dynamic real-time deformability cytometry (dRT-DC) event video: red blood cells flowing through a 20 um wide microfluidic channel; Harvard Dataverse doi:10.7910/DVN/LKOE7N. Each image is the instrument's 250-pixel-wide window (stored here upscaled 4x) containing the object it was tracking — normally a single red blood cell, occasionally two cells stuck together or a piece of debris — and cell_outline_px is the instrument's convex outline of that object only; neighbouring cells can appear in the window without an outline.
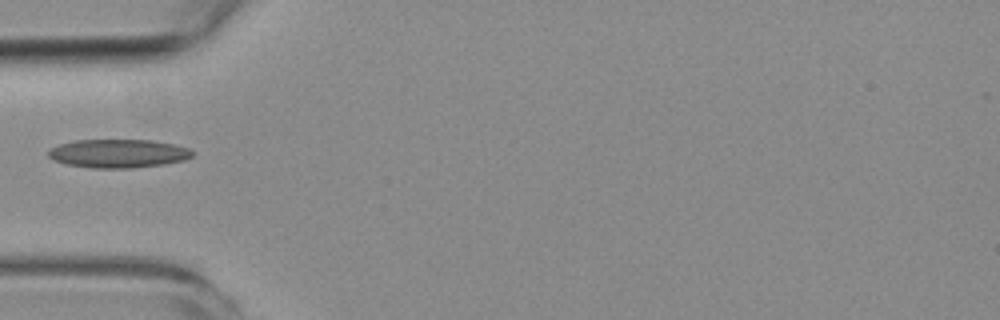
{"species": "common noctule bat (a hibernating species)", "species_latin": "Nyctalus noctula", "temperature_condition": "room temperature", "stored_images_in_passage": 4, "camera_frame_rate_fps": 3000, "um_per_image_px": 0.085, "animal": {"sex": "female", "body_mass_g": 19.3, "forearm_length_mm": 54.1}, "frame": {"image": 1, "passage_image": 1, "time_ms": 0.0, "image_size_px": [1000, 320], "cell_outline_px": [[192, 156], [184, 160], [164, 164], [132, 168], [92, 168], [68, 164], [52, 160], [48, 156], [48, 152], [52, 148], [60, 144], [76, 140], [152, 140], [172, 144], [188, 148], [192, 152]], "centroid_in_image_um": [10.04, 13.05], "position_along_channel_um": 75.0, "area_um2": 23.76}}
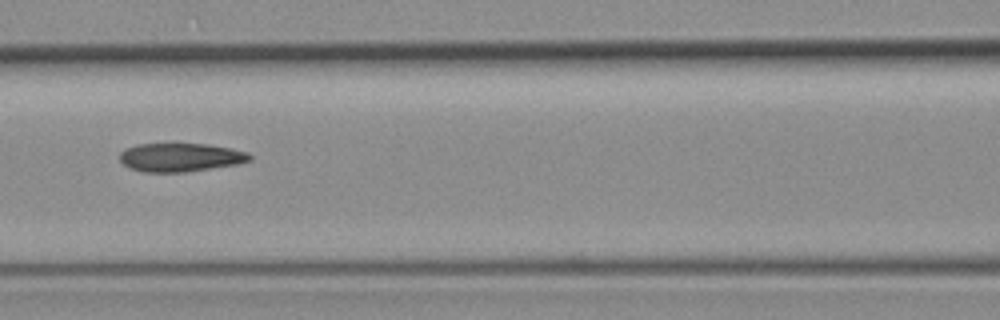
{"frame": {"image": 2, "passage_image": 3, "time_ms": 2.0, "image_size_px": [1000, 320], "cell_outline_px": [[252, 160], [236, 164], [184, 172], [144, 172], [132, 168], [124, 164], [120, 160], [120, 152], [124, 148], [136, 144], [176, 140], [208, 144], [232, 148], [248, 152], [252, 156]], "centroid_in_image_um": [15.32, 13.3], "position_along_channel_um": 151.3, "area_um2": 22.6}}
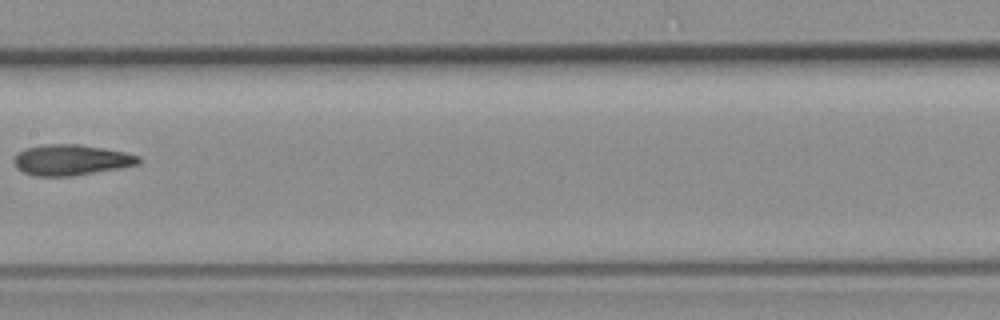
{"frame": {"image": 3, "passage_image": 4, "time_ms": 3.333, "image_size_px": [1000, 320], "cell_outline_px": [[140, 164], [120, 168], [72, 176], [36, 176], [24, 172], [16, 168], [12, 160], [16, 152], [24, 148], [44, 144], [80, 144], [124, 152], [140, 156]], "centroid_in_image_um": [6.0, 13.59], "position_along_channel_um": 201.4, "area_um2": 22.48}}